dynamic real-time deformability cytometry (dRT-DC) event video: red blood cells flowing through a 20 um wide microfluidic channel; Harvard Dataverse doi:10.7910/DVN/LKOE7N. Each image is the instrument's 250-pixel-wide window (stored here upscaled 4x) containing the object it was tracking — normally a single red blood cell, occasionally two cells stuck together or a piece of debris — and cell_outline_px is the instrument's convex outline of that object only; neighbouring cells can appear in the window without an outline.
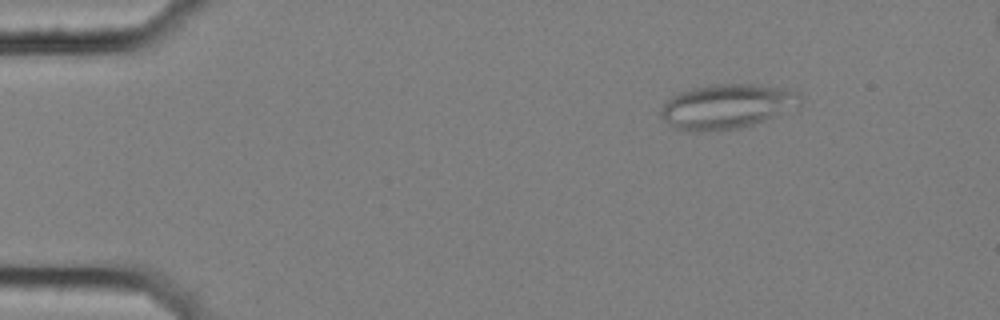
{"species": "common noctule bat (a hibernating species)", "species_latin": "Nyctalus noctula", "temperature_condition": "cold", "stored_images_in_passage": 57, "segment_of_instrument_passage": [1, 2], "camera_frame_rate_fps": 3000, "um_per_image_px": 0.085, "animal": {"sex": "female", "body_mass_g": 25.1}, "frame": {"image": 1, "passage_image": 8, "time_ms": 2.333, "image_size_px": [1000, 320], "cell_outline_px": [[800, 104], [796, 108], [764, 120], [752, 124], [736, 128], [716, 132], [688, 132], [676, 128], [660, 116], [660, 108], [672, 96], [680, 92], [692, 88], [716, 84], [752, 84], [788, 88], [800, 92]], "centroid_in_image_um": [61.79, 9.05], "position_along_channel_um": 23.2, "area_um2": 36.41}}